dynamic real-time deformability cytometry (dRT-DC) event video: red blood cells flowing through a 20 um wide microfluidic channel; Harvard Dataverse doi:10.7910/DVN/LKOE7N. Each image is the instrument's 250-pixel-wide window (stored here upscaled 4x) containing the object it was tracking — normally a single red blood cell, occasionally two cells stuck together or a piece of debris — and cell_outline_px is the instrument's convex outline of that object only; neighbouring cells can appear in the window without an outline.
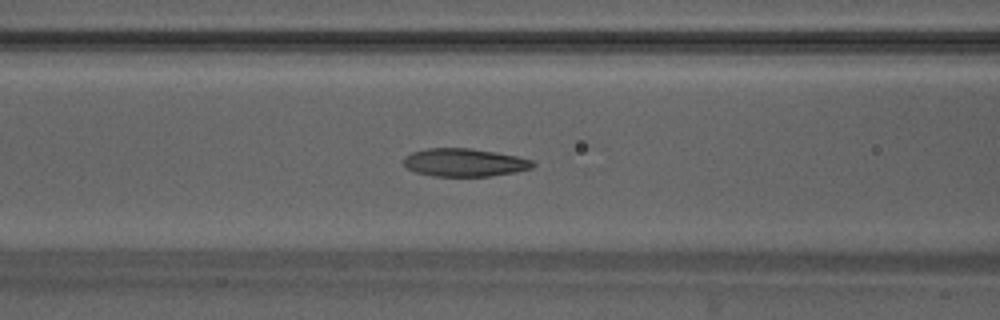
{"species": "Egyptian fruit bat (a non-hibernating species)", "species_latin": "Rousettus aegyptiacus", "temperature_condition": "warm", "stored_images_in_passage": 49, "camera_frame_rate_fps": 3000, "um_per_image_px": 0.085, "animal": {"sex": "male"}, "frame": {"image": 1, "passage_image": 20, "time_ms": 6.333, "image_size_px": [1000, 320], "cell_outline_px": [[536, 164], [532, 168], [516, 172], [488, 176], [432, 176], [416, 172], [408, 168], [404, 164], [404, 156], [412, 152], [428, 148], [472, 148], [516, 156], [532, 160]], "centroid_in_image_um": [39.48, 13.81], "position_along_channel_um": 127.1, "area_um2": 21.04}}
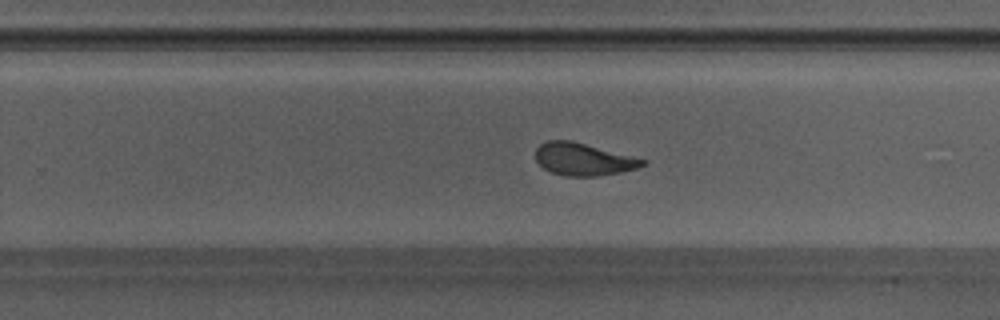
{"frame": {"image": 2, "passage_image": 31, "time_ms": 10.0, "image_size_px": [1000, 320], "cell_outline_px": [[648, 160], [644, 164], [636, 168], [620, 172], [596, 176], [564, 176], [552, 172], [544, 168], [536, 160], [536, 148], [540, 144], [548, 140], [572, 140]], "centroid_in_image_um": [49.57, 13.53], "position_along_channel_um": 280.2, "area_um2": 20.11}}
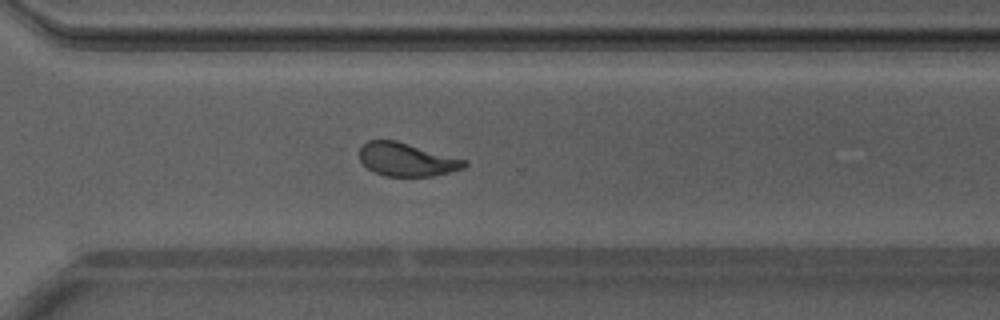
{"frame": {"image": 3, "passage_image": 35, "time_ms": 11.333, "image_size_px": [1000, 320], "cell_outline_px": [[468, 164], [464, 168], [432, 176], [384, 176], [368, 168], [360, 160], [360, 148], [368, 140], [396, 140], [468, 160]], "centroid_in_image_um": [34.6, 13.55], "position_along_channel_um": 336.0, "area_um2": 20.29}, "authors_computed_cell_mechanics": {"area_um2": 21.0392, "velocity_mm_per_s": 4.1884, "shape_relaxation_time_tau1_ms": 3.6222, "shape_relaxation_time_tau2_ms": 1.2398, "deformation_change_tau1": 0.1907, "deformation_change_tau2": 0.0902}}